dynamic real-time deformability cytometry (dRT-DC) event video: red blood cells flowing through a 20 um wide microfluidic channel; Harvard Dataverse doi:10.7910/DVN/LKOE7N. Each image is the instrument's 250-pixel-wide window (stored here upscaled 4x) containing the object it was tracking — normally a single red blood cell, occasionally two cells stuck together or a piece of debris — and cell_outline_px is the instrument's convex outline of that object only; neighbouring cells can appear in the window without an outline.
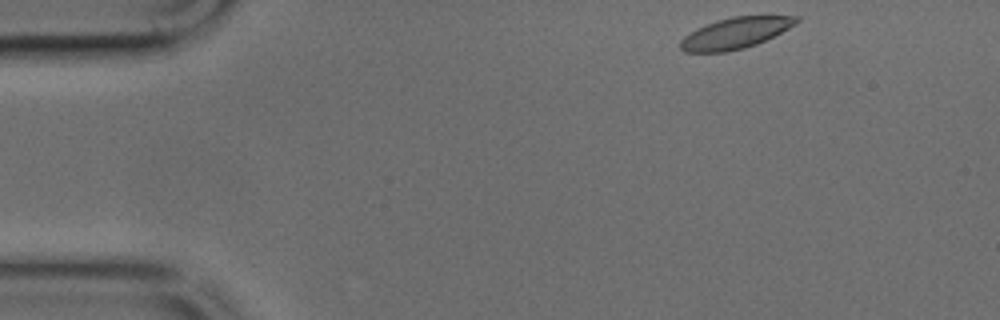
{"species": "common noctule bat (a hibernating species)", "species_latin": "Nyctalus noctula", "temperature_condition": "cold", "stored_images_in_passage": 44, "camera_frame_rate_fps": 3000, "um_per_image_px": 0.085, "animal": {"sex": "male", "body_mass_g": 17.9, "forearm_length_mm": 54.2}, "frame": {"image": 1, "passage_image": 1, "time_ms": 0.0, "image_size_px": [1000, 320], "cell_outline_px": [[800, 20], [796, 24], [756, 44], [744, 48], [728, 52], [684, 52], [680, 48], [680, 40], [684, 36], [696, 28], [716, 20], [732, 16], [800, 16]], "centroid_in_image_um": [62.47, 2.81], "position_along_channel_um": 22.5, "area_um2": 20.92}}
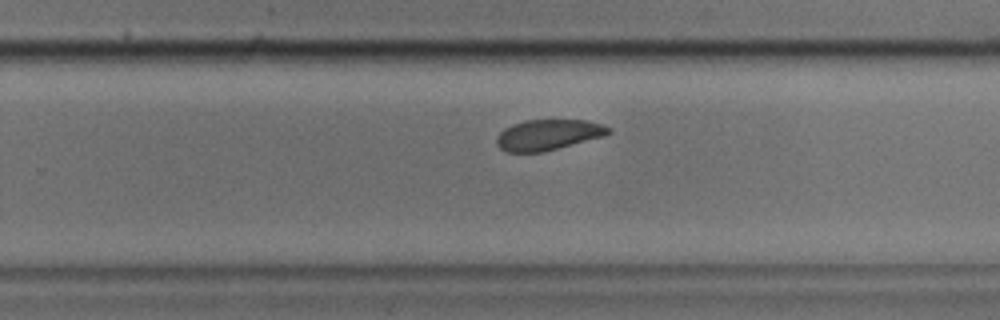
{"frame": {"image": 2, "passage_image": 26, "time_ms": 8.333, "image_size_px": [1000, 320], "cell_outline_px": [[612, 132], [604, 136], [544, 152], [508, 152], [500, 148], [496, 144], [496, 140], [500, 132], [504, 128], [512, 124], [524, 120], [584, 120], [604, 124], [612, 128]], "centroid_in_image_um": [46.62, 11.45], "position_along_channel_um": 283.2, "area_um2": 20.11}}
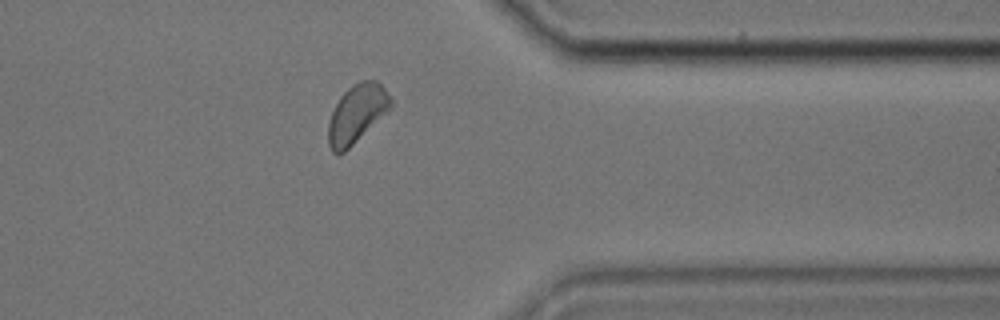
{"frame": {"image": 3, "passage_image": 34, "time_ms": 11.0, "image_size_px": [1000, 320], "cell_outline_px": [[392, 104], [344, 152], [336, 156], [332, 152], [328, 144], [328, 124], [332, 112], [340, 96], [352, 84], [360, 80], [376, 80], [384, 88], [392, 100]], "centroid_in_image_um": [30.27, 9.65], "position_along_channel_um": 381.1, "area_um2": 20.52}}